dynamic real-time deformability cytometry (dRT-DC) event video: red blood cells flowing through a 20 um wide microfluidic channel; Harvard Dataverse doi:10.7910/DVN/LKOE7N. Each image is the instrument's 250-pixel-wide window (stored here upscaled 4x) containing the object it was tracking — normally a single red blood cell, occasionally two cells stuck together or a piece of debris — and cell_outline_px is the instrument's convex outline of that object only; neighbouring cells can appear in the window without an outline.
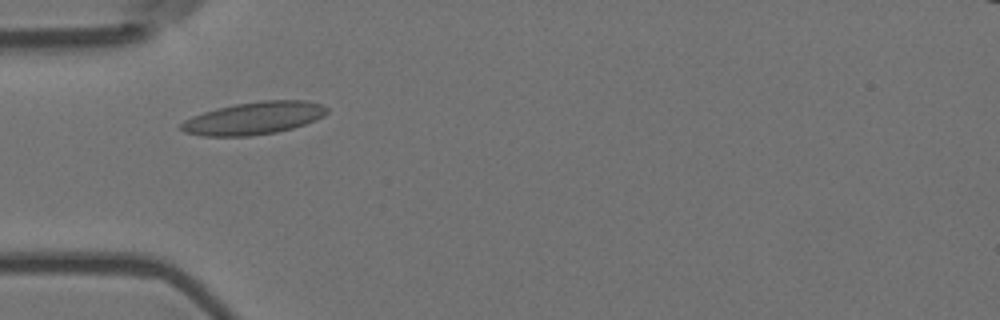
{"species": "Egyptian fruit bat (a non-hibernating species)", "species_latin": "Rousettus aegyptiacus", "temperature_condition": "room temperature", "stored_images_in_passage": 11, "camera_frame_rate_fps": 3000, "um_per_image_px": 0.085, "animal": {"sex": "female"}, "frame": {"image": 1, "passage_image": 1, "time_ms": 0.0, "image_size_px": [1000, 320], "cell_outline_px": [[328, 112], [324, 116], [316, 120], [292, 128], [276, 132], [252, 136], [204, 136], [184, 132], [180, 128], [180, 124], [184, 120], [192, 116], [204, 112], [236, 104], [260, 100], [304, 100], [320, 104], [328, 108]], "centroid_in_image_um": [21.59, 10.05], "position_along_channel_um": 63.4, "area_um2": 27.57}}
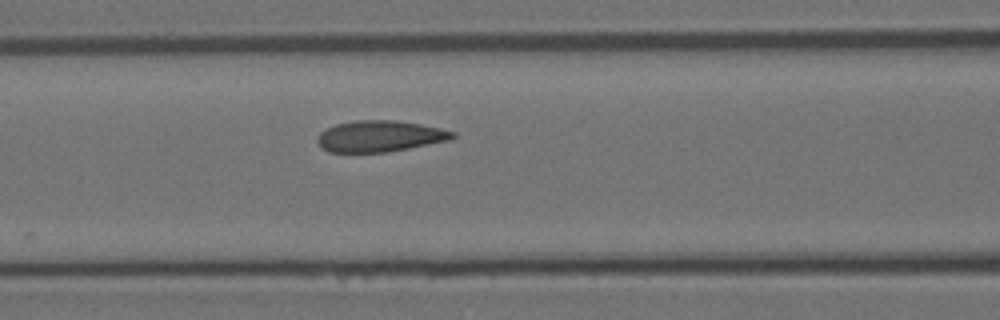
{"frame": {"image": 2, "passage_image": 7, "time_ms": 2.0, "image_size_px": [1000, 320], "cell_outline_px": [[456, 136], [452, 140], [388, 152], [328, 152], [316, 140], [320, 132], [336, 124], [356, 120], [396, 120], [420, 124], [440, 128], [456, 132]], "centroid_in_image_um": [32.33, 11.58], "position_along_channel_um": 134.3, "area_um2": 24.62}}
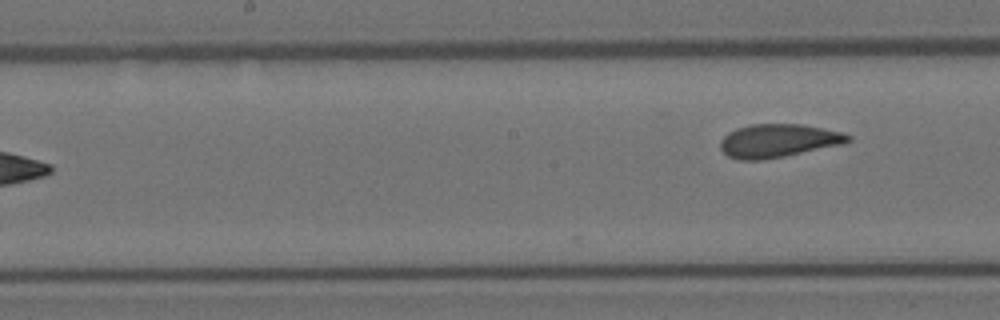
{"frame": {"image": 3, "passage_image": 11, "time_ms": 3.333, "image_size_px": [1000, 320], "cell_outline_px": [[852, 140], [844, 144], [764, 160], [740, 160], [728, 156], [720, 148], [720, 140], [728, 132], [736, 128], [752, 124], [804, 124], [824, 128], [840, 132], [852, 136]], "centroid_in_image_um": [66.15, 11.96], "position_along_channel_um": 182.0, "area_um2": 24.91}}